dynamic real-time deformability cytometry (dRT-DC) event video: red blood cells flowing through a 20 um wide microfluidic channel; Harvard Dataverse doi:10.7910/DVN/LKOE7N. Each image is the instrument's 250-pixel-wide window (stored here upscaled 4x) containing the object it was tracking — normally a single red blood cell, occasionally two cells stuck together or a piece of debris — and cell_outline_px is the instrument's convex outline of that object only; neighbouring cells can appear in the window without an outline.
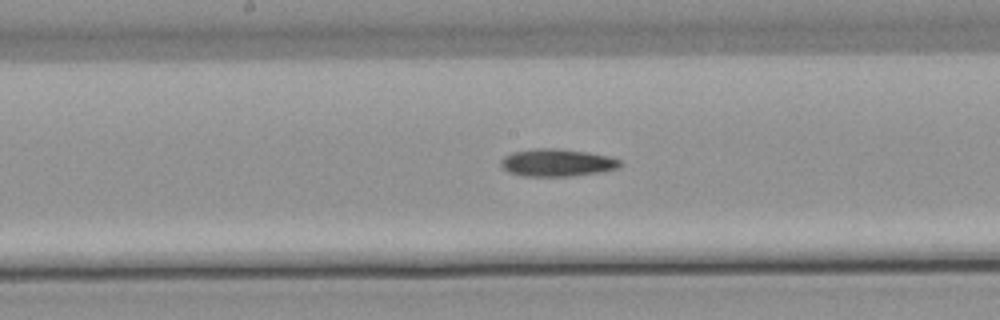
{"species": "common noctule bat (a hibernating species)", "species_latin": "Nyctalus noctula", "temperature_condition": "warm", "stored_images_in_passage": 26, "camera_frame_rate_fps": 3000, "um_per_image_px": 0.085, "animal": {"sex": "male", "body_mass_g": 21.5, "forearm_length_mm": 52.0}, "frame": {"image": 1, "passage_image": 12, "time_ms": 3.667, "image_size_px": [1000, 320], "cell_outline_px": [[620, 164], [616, 168], [600, 172], [572, 176], [524, 176], [508, 172], [500, 164], [500, 160], [504, 156], [512, 152], [536, 148], [556, 148], [584, 152], [608, 156], [620, 160]], "centroid_in_image_um": [47.29, 13.83], "position_along_channel_um": 200.9, "area_um2": 18.9}}
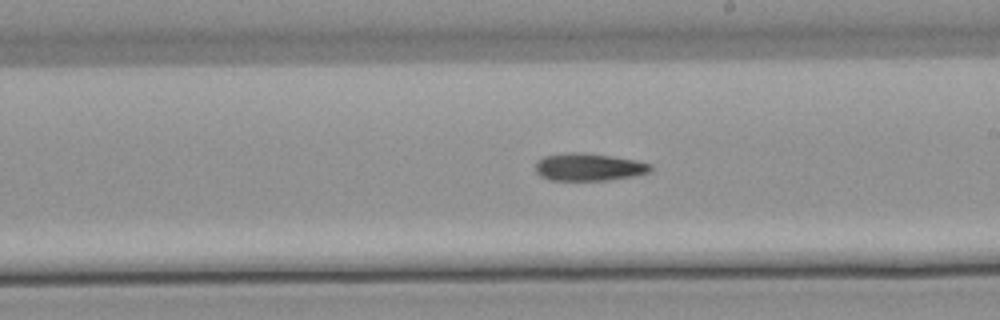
{"frame": {"image": 2, "passage_image": 15, "time_ms": 4.667, "image_size_px": [1000, 320], "cell_outline_px": [[652, 168], [648, 172], [632, 176], [608, 180], [548, 180], [540, 176], [536, 172], [536, 164], [544, 156], [568, 152], [584, 152], [612, 156], [636, 160], [652, 164]], "centroid_in_image_um": [50.04, 14.19], "position_along_channel_um": 239.0, "area_um2": 18.44}}
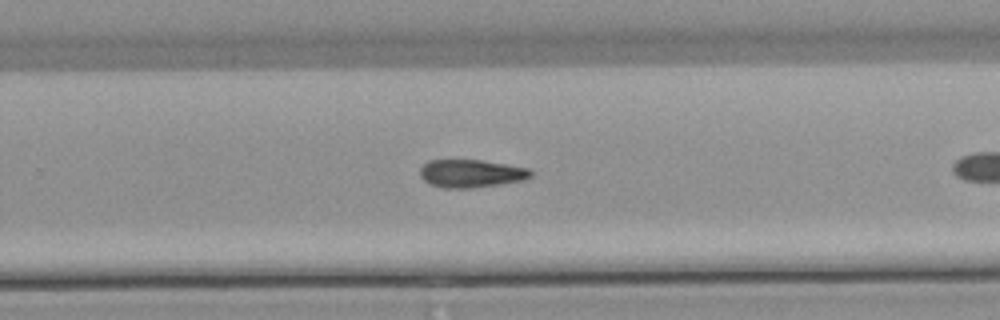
{"frame": {"image": 3, "passage_image": 19, "time_ms": 6.0, "image_size_px": [1000, 320], "cell_outline_px": [[532, 176], [524, 180], [500, 184], [472, 188], [440, 188], [428, 184], [420, 176], [420, 168], [428, 160], [480, 160], [528, 168], [532, 172]], "centroid_in_image_um": [40.01, 14.76], "position_along_channel_um": 289.8, "area_um2": 18.09}}